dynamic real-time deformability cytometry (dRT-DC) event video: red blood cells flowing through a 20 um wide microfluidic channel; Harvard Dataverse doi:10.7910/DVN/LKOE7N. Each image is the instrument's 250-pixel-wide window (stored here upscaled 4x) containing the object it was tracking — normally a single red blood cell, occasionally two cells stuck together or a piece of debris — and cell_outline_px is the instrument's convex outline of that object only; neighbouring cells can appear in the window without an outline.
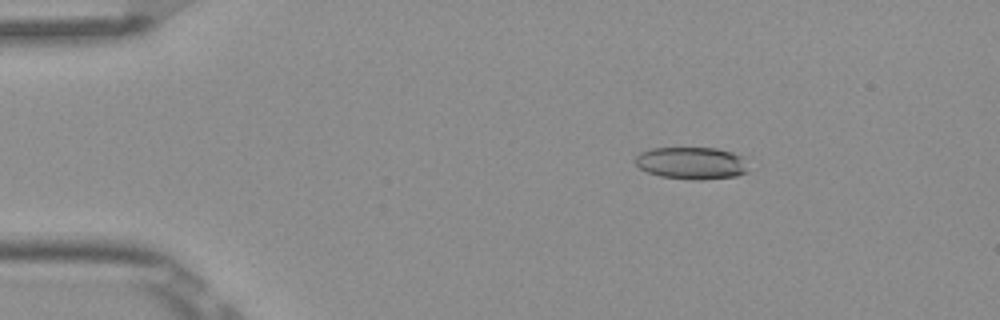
{"species": "Egyptian fruit bat (a non-hibernating species)", "species_latin": "Rousettus aegyptiacus", "temperature_condition": "room temperature", "stored_images_in_passage": 5, "camera_frame_rate_fps": 3000, "um_per_image_px": 0.085, "frame": {"image": 1, "passage_image": 3, "time_ms": 0.667, "image_size_px": [1000, 320], "cell_outline_px": [[748, 172], [736, 176], [700, 180], [696, 180], [660, 176], [648, 172], [640, 168], [636, 164], [636, 156], [640, 152], [652, 148], [716, 148], [732, 152], [740, 156]], "centroid_in_image_um": [58.75, 13.86], "position_along_channel_um": 26.2, "area_um2": 20.98}}